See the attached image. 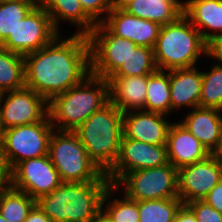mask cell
Returning a JSON list of instances; mask_svg holds the SVG:
<instances>
[{
    "label": "cell",
    "instance_id": "3",
    "mask_svg": "<svg viewBox=\"0 0 222 222\" xmlns=\"http://www.w3.org/2000/svg\"><path fill=\"white\" fill-rule=\"evenodd\" d=\"M108 102V80L90 74L80 84L54 96L48 102V115L55 129L74 131Z\"/></svg>",
    "mask_w": 222,
    "mask_h": 222
},
{
    "label": "cell",
    "instance_id": "29",
    "mask_svg": "<svg viewBox=\"0 0 222 222\" xmlns=\"http://www.w3.org/2000/svg\"><path fill=\"white\" fill-rule=\"evenodd\" d=\"M157 70L153 48L137 46L112 76H144Z\"/></svg>",
    "mask_w": 222,
    "mask_h": 222
},
{
    "label": "cell",
    "instance_id": "27",
    "mask_svg": "<svg viewBox=\"0 0 222 222\" xmlns=\"http://www.w3.org/2000/svg\"><path fill=\"white\" fill-rule=\"evenodd\" d=\"M182 204L180 198L138 201L139 222H173Z\"/></svg>",
    "mask_w": 222,
    "mask_h": 222
},
{
    "label": "cell",
    "instance_id": "18",
    "mask_svg": "<svg viewBox=\"0 0 222 222\" xmlns=\"http://www.w3.org/2000/svg\"><path fill=\"white\" fill-rule=\"evenodd\" d=\"M179 121L194 135L210 154H214L222 142V111L196 107Z\"/></svg>",
    "mask_w": 222,
    "mask_h": 222
},
{
    "label": "cell",
    "instance_id": "43",
    "mask_svg": "<svg viewBox=\"0 0 222 222\" xmlns=\"http://www.w3.org/2000/svg\"><path fill=\"white\" fill-rule=\"evenodd\" d=\"M2 133H3V127L1 124V116H0V139H1Z\"/></svg>",
    "mask_w": 222,
    "mask_h": 222
},
{
    "label": "cell",
    "instance_id": "9",
    "mask_svg": "<svg viewBox=\"0 0 222 222\" xmlns=\"http://www.w3.org/2000/svg\"><path fill=\"white\" fill-rule=\"evenodd\" d=\"M91 74L110 78L137 47L131 40L114 35L103 23H98L88 35Z\"/></svg>",
    "mask_w": 222,
    "mask_h": 222
},
{
    "label": "cell",
    "instance_id": "32",
    "mask_svg": "<svg viewBox=\"0 0 222 222\" xmlns=\"http://www.w3.org/2000/svg\"><path fill=\"white\" fill-rule=\"evenodd\" d=\"M79 1L84 12L96 24L102 23L105 20V16L107 17V15L112 9L111 0H79Z\"/></svg>",
    "mask_w": 222,
    "mask_h": 222
},
{
    "label": "cell",
    "instance_id": "7",
    "mask_svg": "<svg viewBox=\"0 0 222 222\" xmlns=\"http://www.w3.org/2000/svg\"><path fill=\"white\" fill-rule=\"evenodd\" d=\"M54 130L49 115L37 123L3 130L0 147L9 170L23 160L48 155Z\"/></svg>",
    "mask_w": 222,
    "mask_h": 222
},
{
    "label": "cell",
    "instance_id": "20",
    "mask_svg": "<svg viewBox=\"0 0 222 222\" xmlns=\"http://www.w3.org/2000/svg\"><path fill=\"white\" fill-rule=\"evenodd\" d=\"M107 80L109 101L123 113L145 110L147 75L111 76Z\"/></svg>",
    "mask_w": 222,
    "mask_h": 222
},
{
    "label": "cell",
    "instance_id": "24",
    "mask_svg": "<svg viewBox=\"0 0 222 222\" xmlns=\"http://www.w3.org/2000/svg\"><path fill=\"white\" fill-rule=\"evenodd\" d=\"M145 111L163 115L171 112L170 70L147 75Z\"/></svg>",
    "mask_w": 222,
    "mask_h": 222
},
{
    "label": "cell",
    "instance_id": "39",
    "mask_svg": "<svg viewBox=\"0 0 222 222\" xmlns=\"http://www.w3.org/2000/svg\"><path fill=\"white\" fill-rule=\"evenodd\" d=\"M91 222H113V220L103 209H101Z\"/></svg>",
    "mask_w": 222,
    "mask_h": 222
},
{
    "label": "cell",
    "instance_id": "12",
    "mask_svg": "<svg viewBox=\"0 0 222 222\" xmlns=\"http://www.w3.org/2000/svg\"><path fill=\"white\" fill-rule=\"evenodd\" d=\"M63 182L48 155L26 159L10 171V185L37 200Z\"/></svg>",
    "mask_w": 222,
    "mask_h": 222
},
{
    "label": "cell",
    "instance_id": "23",
    "mask_svg": "<svg viewBox=\"0 0 222 222\" xmlns=\"http://www.w3.org/2000/svg\"><path fill=\"white\" fill-rule=\"evenodd\" d=\"M127 13L164 26L183 14L180 0H131L122 7Z\"/></svg>",
    "mask_w": 222,
    "mask_h": 222
},
{
    "label": "cell",
    "instance_id": "37",
    "mask_svg": "<svg viewBox=\"0 0 222 222\" xmlns=\"http://www.w3.org/2000/svg\"><path fill=\"white\" fill-rule=\"evenodd\" d=\"M24 222H51V220L44 211L35 204Z\"/></svg>",
    "mask_w": 222,
    "mask_h": 222
},
{
    "label": "cell",
    "instance_id": "44",
    "mask_svg": "<svg viewBox=\"0 0 222 222\" xmlns=\"http://www.w3.org/2000/svg\"><path fill=\"white\" fill-rule=\"evenodd\" d=\"M0 222H7L0 214Z\"/></svg>",
    "mask_w": 222,
    "mask_h": 222
},
{
    "label": "cell",
    "instance_id": "28",
    "mask_svg": "<svg viewBox=\"0 0 222 222\" xmlns=\"http://www.w3.org/2000/svg\"><path fill=\"white\" fill-rule=\"evenodd\" d=\"M115 191L120 190L114 184H110L102 199V209L113 222H139L138 201L128 198L125 194L121 197L122 200L118 197L112 199Z\"/></svg>",
    "mask_w": 222,
    "mask_h": 222
},
{
    "label": "cell",
    "instance_id": "13",
    "mask_svg": "<svg viewBox=\"0 0 222 222\" xmlns=\"http://www.w3.org/2000/svg\"><path fill=\"white\" fill-rule=\"evenodd\" d=\"M168 163L167 146L128 139L122 135L118 158L105 173L116 184L126 173L159 167Z\"/></svg>",
    "mask_w": 222,
    "mask_h": 222
},
{
    "label": "cell",
    "instance_id": "30",
    "mask_svg": "<svg viewBox=\"0 0 222 222\" xmlns=\"http://www.w3.org/2000/svg\"><path fill=\"white\" fill-rule=\"evenodd\" d=\"M199 107L222 111V65L213 64L211 71H202Z\"/></svg>",
    "mask_w": 222,
    "mask_h": 222
},
{
    "label": "cell",
    "instance_id": "38",
    "mask_svg": "<svg viewBox=\"0 0 222 222\" xmlns=\"http://www.w3.org/2000/svg\"><path fill=\"white\" fill-rule=\"evenodd\" d=\"M173 222H197L194 213L192 210L186 205L182 204Z\"/></svg>",
    "mask_w": 222,
    "mask_h": 222
},
{
    "label": "cell",
    "instance_id": "36",
    "mask_svg": "<svg viewBox=\"0 0 222 222\" xmlns=\"http://www.w3.org/2000/svg\"><path fill=\"white\" fill-rule=\"evenodd\" d=\"M10 186V170L0 147V192Z\"/></svg>",
    "mask_w": 222,
    "mask_h": 222
},
{
    "label": "cell",
    "instance_id": "17",
    "mask_svg": "<svg viewBox=\"0 0 222 222\" xmlns=\"http://www.w3.org/2000/svg\"><path fill=\"white\" fill-rule=\"evenodd\" d=\"M167 158L177 170L206 159L210 153L180 122H171L167 134Z\"/></svg>",
    "mask_w": 222,
    "mask_h": 222
},
{
    "label": "cell",
    "instance_id": "8",
    "mask_svg": "<svg viewBox=\"0 0 222 222\" xmlns=\"http://www.w3.org/2000/svg\"><path fill=\"white\" fill-rule=\"evenodd\" d=\"M115 186H123V193L135 201L179 198L177 169L171 163L126 173Z\"/></svg>",
    "mask_w": 222,
    "mask_h": 222
},
{
    "label": "cell",
    "instance_id": "22",
    "mask_svg": "<svg viewBox=\"0 0 222 222\" xmlns=\"http://www.w3.org/2000/svg\"><path fill=\"white\" fill-rule=\"evenodd\" d=\"M41 6L48 13L54 29L61 34L60 22L78 27L75 34L88 36L97 25L83 10L79 0H43ZM81 27V28H80Z\"/></svg>",
    "mask_w": 222,
    "mask_h": 222
},
{
    "label": "cell",
    "instance_id": "15",
    "mask_svg": "<svg viewBox=\"0 0 222 222\" xmlns=\"http://www.w3.org/2000/svg\"><path fill=\"white\" fill-rule=\"evenodd\" d=\"M102 23L114 35L148 48H154L161 28L159 24L131 15L122 8H112Z\"/></svg>",
    "mask_w": 222,
    "mask_h": 222
},
{
    "label": "cell",
    "instance_id": "41",
    "mask_svg": "<svg viewBox=\"0 0 222 222\" xmlns=\"http://www.w3.org/2000/svg\"><path fill=\"white\" fill-rule=\"evenodd\" d=\"M131 0H111L112 8H122Z\"/></svg>",
    "mask_w": 222,
    "mask_h": 222
},
{
    "label": "cell",
    "instance_id": "26",
    "mask_svg": "<svg viewBox=\"0 0 222 222\" xmlns=\"http://www.w3.org/2000/svg\"><path fill=\"white\" fill-rule=\"evenodd\" d=\"M36 200L11 185L0 192V214L7 222H24Z\"/></svg>",
    "mask_w": 222,
    "mask_h": 222
},
{
    "label": "cell",
    "instance_id": "35",
    "mask_svg": "<svg viewBox=\"0 0 222 222\" xmlns=\"http://www.w3.org/2000/svg\"><path fill=\"white\" fill-rule=\"evenodd\" d=\"M208 57L214 58L215 62L222 65V35L208 44Z\"/></svg>",
    "mask_w": 222,
    "mask_h": 222
},
{
    "label": "cell",
    "instance_id": "1",
    "mask_svg": "<svg viewBox=\"0 0 222 222\" xmlns=\"http://www.w3.org/2000/svg\"><path fill=\"white\" fill-rule=\"evenodd\" d=\"M24 73L25 86L49 102L91 74L88 36L58 34L42 49L24 55Z\"/></svg>",
    "mask_w": 222,
    "mask_h": 222
},
{
    "label": "cell",
    "instance_id": "4",
    "mask_svg": "<svg viewBox=\"0 0 222 222\" xmlns=\"http://www.w3.org/2000/svg\"><path fill=\"white\" fill-rule=\"evenodd\" d=\"M122 125L123 112L109 101L74 130L88 156L104 173L118 158Z\"/></svg>",
    "mask_w": 222,
    "mask_h": 222
},
{
    "label": "cell",
    "instance_id": "21",
    "mask_svg": "<svg viewBox=\"0 0 222 222\" xmlns=\"http://www.w3.org/2000/svg\"><path fill=\"white\" fill-rule=\"evenodd\" d=\"M198 66L170 70L171 113L182 107H199L202 72Z\"/></svg>",
    "mask_w": 222,
    "mask_h": 222
},
{
    "label": "cell",
    "instance_id": "42",
    "mask_svg": "<svg viewBox=\"0 0 222 222\" xmlns=\"http://www.w3.org/2000/svg\"><path fill=\"white\" fill-rule=\"evenodd\" d=\"M214 155L217 157L220 166L222 167V142L218 148V150L214 153Z\"/></svg>",
    "mask_w": 222,
    "mask_h": 222
},
{
    "label": "cell",
    "instance_id": "19",
    "mask_svg": "<svg viewBox=\"0 0 222 222\" xmlns=\"http://www.w3.org/2000/svg\"><path fill=\"white\" fill-rule=\"evenodd\" d=\"M183 15L198 29L207 44L222 35V0H186Z\"/></svg>",
    "mask_w": 222,
    "mask_h": 222
},
{
    "label": "cell",
    "instance_id": "40",
    "mask_svg": "<svg viewBox=\"0 0 222 222\" xmlns=\"http://www.w3.org/2000/svg\"><path fill=\"white\" fill-rule=\"evenodd\" d=\"M43 0H0V2H24V3H32L33 5L40 6Z\"/></svg>",
    "mask_w": 222,
    "mask_h": 222
},
{
    "label": "cell",
    "instance_id": "34",
    "mask_svg": "<svg viewBox=\"0 0 222 222\" xmlns=\"http://www.w3.org/2000/svg\"><path fill=\"white\" fill-rule=\"evenodd\" d=\"M203 200L219 213H222V178Z\"/></svg>",
    "mask_w": 222,
    "mask_h": 222
},
{
    "label": "cell",
    "instance_id": "6",
    "mask_svg": "<svg viewBox=\"0 0 222 222\" xmlns=\"http://www.w3.org/2000/svg\"><path fill=\"white\" fill-rule=\"evenodd\" d=\"M48 156L62 182L110 181L88 156L74 131L55 129L50 138Z\"/></svg>",
    "mask_w": 222,
    "mask_h": 222
},
{
    "label": "cell",
    "instance_id": "5",
    "mask_svg": "<svg viewBox=\"0 0 222 222\" xmlns=\"http://www.w3.org/2000/svg\"><path fill=\"white\" fill-rule=\"evenodd\" d=\"M153 50L158 70L190 68L197 66L200 56L208 58V44L183 14L161 26Z\"/></svg>",
    "mask_w": 222,
    "mask_h": 222
},
{
    "label": "cell",
    "instance_id": "25",
    "mask_svg": "<svg viewBox=\"0 0 222 222\" xmlns=\"http://www.w3.org/2000/svg\"><path fill=\"white\" fill-rule=\"evenodd\" d=\"M24 86V56L0 46V94Z\"/></svg>",
    "mask_w": 222,
    "mask_h": 222
},
{
    "label": "cell",
    "instance_id": "10",
    "mask_svg": "<svg viewBox=\"0 0 222 222\" xmlns=\"http://www.w3.org/2000/svg\"><path fill=\"white\" fill-rule=\"evenodd\" d=\"M59 33L54 29L50 16L40 5L20 20L13 33L1 47L21 55L42 49Z\"/></svg>",
    "mask_w": 222,
    "mask_h": 222
},
{
    "label": "cell",
    "instance_id": "2",
    "mask_svg": "<svg viewBox=\"0 0 222 222\" xmlns=\"http://www.w3.org/2000/svg\"><path fill=\"white\" fill-rule=\"evenodd\" d=\"M110 181L63 182L36 200L51 222H91L102 209Z\"/></svg>",
    "mask_w": 222,
    "mask_h": 222
},
{
    "label": "cell",
    "instance_id": "16",
    "mask_svg": "<svg viewBox=\"0 0 222 222\" xmlns=\"http://www.w3.org/2000/svg\"><path fill=\"white\" fill-rule=\"evenodd\" d=\"M166 115L133 110L123 113V136L153 145H166L171 123Z\"/></svg>",
    "mask_w": 222,
    "mask_h": 222
},
{
    "label": "cell",
    "instance_id": "33",
    "mask_svg": "<svg viewBox=\"0 0 222 222\" xmlns=\"http://www.w3.org/2000/svg\"><path fill=\"white\" fill-rule=\"evenodd\" d=\"M186 205L194 213L197 222H222V213H219L204 200H194Z\"/></svg>",
    "mask_w": 222,
    "mask_h": 222
},
{
    "label": "cell",
    "instance_id": "11",
    "mask_svg": "<svg viewBox=\"0 0 222 222\" xmlns=\"http://www.w3.org/2000/svg\"><path fill=\"white\" fill-rule=\"evenodd\" d=\"M0 116L3 130L33 124L48 116V101L32 89H20L0 94Z\"/></svg>",
    "mask_w": 222,
    "mask_h": 222
},
{
    "label": "cell",
    "instance_id": "14",
    "mask_svg": "<svg viewBox=\"0 0 222 222\" xmlns=\"http://www.w3.org/2000/svg\"><path fill=\"white\" fill-rule=\"evenodd\" d=\"M222 178V167L214 154L177 170L178 197L183 204L203 200Z\"/></svg>",
    "mask_w": 222,
    "mask_h": 222
},
{
    "label": "cell",
    "instance_id": "31",
    "mask_svg": "<svg viewBox=\"0 0 222 222\" xmlns=\"http://www.w3.org/2000/svg\"><path fill=\"white\" fill-rule=\"evenodd\" d=\"M36 6L24 2H0V46L13 33L20 20L24 19Z\"/></svg>",
    "mask_w": 222,
    "mask_h": 222
}]
</instances>
